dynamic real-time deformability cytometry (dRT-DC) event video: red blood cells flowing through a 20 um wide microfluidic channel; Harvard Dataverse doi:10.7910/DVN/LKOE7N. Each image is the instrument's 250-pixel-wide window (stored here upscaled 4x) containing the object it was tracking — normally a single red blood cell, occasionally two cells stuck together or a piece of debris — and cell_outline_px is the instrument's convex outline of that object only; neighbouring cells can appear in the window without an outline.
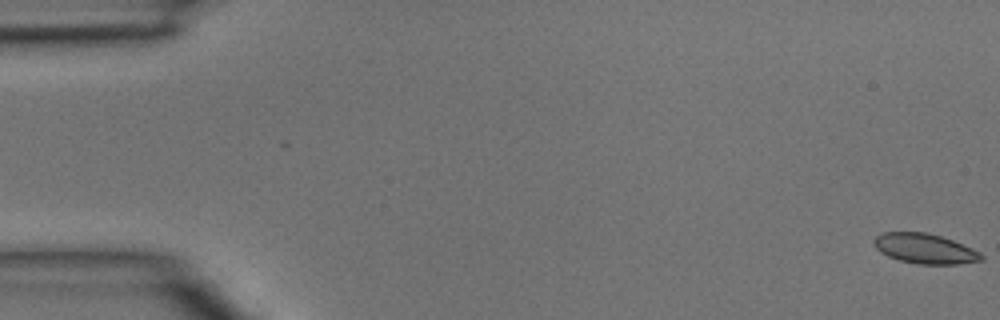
{"species": "common noctule bat (a hibernating species)", "species_latin": "Nyctalus noctula", "temperature_condition": "room temperature", "stored_images_in_passage": 4, "camera_frame_rate_fps": 3000, "um_per_image_px": 0.085, "animal": {"sex": "male", "body_mass_g": 15.6}, "frame": {"image": 1, "passage_image": 1, "time_ms": 0.0, "image_size_px": [1000, 320], "cell_outline_px": [[984, 260], [956, 264], [916, 264], [900, 260], [888, 256], [880, 252], [872, 244], [872, 240], [880, 232], [928, 232], [952, 240], [972, 248], [980, 252], [984, 256]], "centroid_in_image_um": [78.58, 21.13], "position_along_channel_um": 6.4, "area_um2": 18.9}}
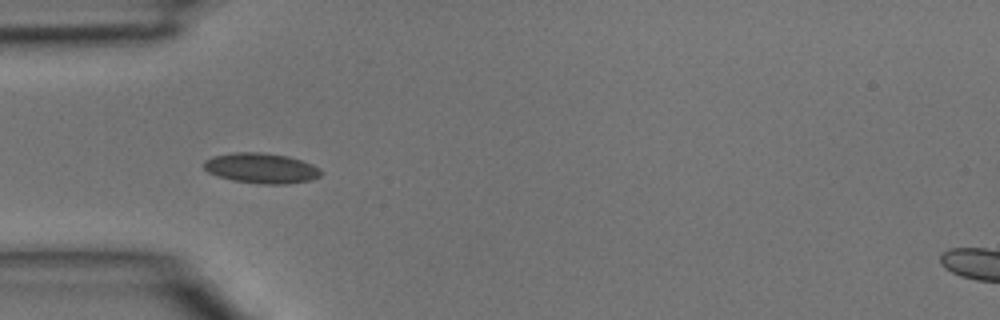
{"frame": {"image": 2, "passage_image": 4, "time_ms": 1.0, "image_size_px": [1000, 320], "cell_outline_px": [[324, 172], [320, 176], [312, 180], [288, 184], [260, 184], [232, 180], [208, 172], [204, 168], [204, 160], [212, 156], [232, 152], [260, 152], [288, 156], [312, 164], [320, 168]], "centroid_in_image_um": [22.23, 14.29], "position_along_channel_um": 62.8, "area_um2": 20.81}}